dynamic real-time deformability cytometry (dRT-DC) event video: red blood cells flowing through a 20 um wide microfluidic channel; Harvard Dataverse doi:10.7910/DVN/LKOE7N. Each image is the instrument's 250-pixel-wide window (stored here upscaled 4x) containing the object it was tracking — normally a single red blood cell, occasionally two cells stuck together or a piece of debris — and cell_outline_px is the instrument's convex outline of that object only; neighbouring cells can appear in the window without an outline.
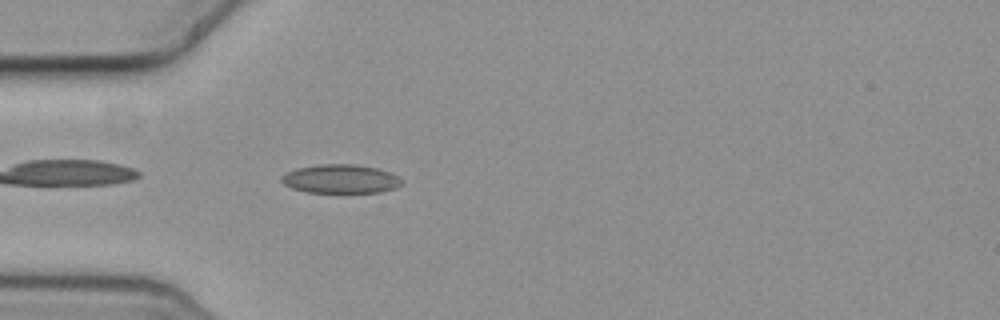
{"species": "common noctule bat (a hibernating species)", "species_latin": "Nyctalus noctula", "temperature_condition": "cold", "stored_images_in_passage": 42, "camera_frame_rate_fps": 3000, "um_per_image_px": 0.085, "animal": {"sex": "female", "body_mass_g": 19.3, "forearm_length_mm": 54.1}, "frame": {"image": 1, "passage_image": 2, "time_ms": 0.333, "image_size_px": [1000, 320], "cell_outline_px": [[400, 184], [396, 188], [380, 192], [308, 192], [292, 188], [284, 184], [280, 180], [280, 176], [296, 168], [320, 164], [356, 164], [376, 168], [388, 172], [396, 176], [400, 180]], "centroid_in_image_um": [28.9, 15.2], "position_along_channel_um": 56.1, "area_um2": 19.94}}
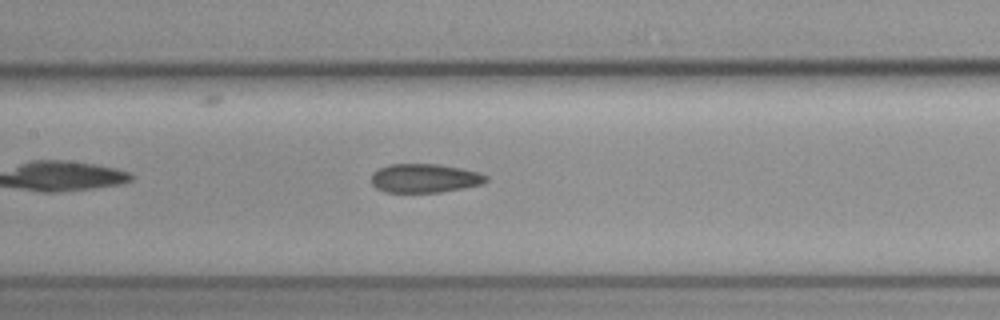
{"frame": {"image": 2, "passage_image": 12, "time_ms": 3.667, "image_size_px": [1000, 320], "cell_outline_px": [[488, 180], [484, 184], [464, 188], [440, 192], [388, 192], [376, 188], [372, 184], [372, 172], [388, 164], [440, 164], [480, 172], [488, 176]], "centroid_in_image_um": [36.13, 15.14], "position_along_channel_um": 171.3, "area_um2": 19.42}}
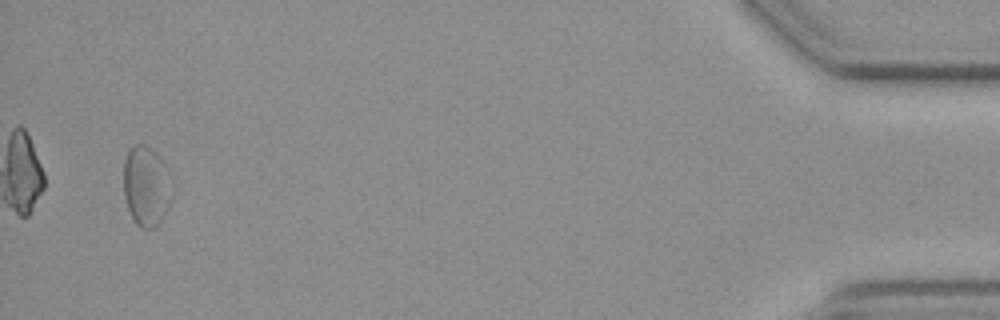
{"frame": {"image": 3, "passage_image": 40, "time_ms": 13.0, "image_size_px": [1000, 320], "cell_outline_px": [[176, 188], [172, 200], [160, 220], [152, 228], [140, 228], [136, 224], [128, 208], [124, 196], [124, 160], [128, 148], [132, 144], [144, 144], [152, 148], [156, 152], [164, 164], [176, 184]], "centroid_in_image_um": [12.48, 15.77], "position_along_channel_um": 422.7, "area_um2": 23.24}, "authors_computed_cell_mechanics": {"area_um2": 20.23, "velocity_mm_per_s": 3.6357, "shape_relaxation_time_tau1_ms": null, "shape_relaxation_time_tau2_ms": 2.641, "deformation_change_tau1": null, "deformation_change_tau2": 0.0955}}